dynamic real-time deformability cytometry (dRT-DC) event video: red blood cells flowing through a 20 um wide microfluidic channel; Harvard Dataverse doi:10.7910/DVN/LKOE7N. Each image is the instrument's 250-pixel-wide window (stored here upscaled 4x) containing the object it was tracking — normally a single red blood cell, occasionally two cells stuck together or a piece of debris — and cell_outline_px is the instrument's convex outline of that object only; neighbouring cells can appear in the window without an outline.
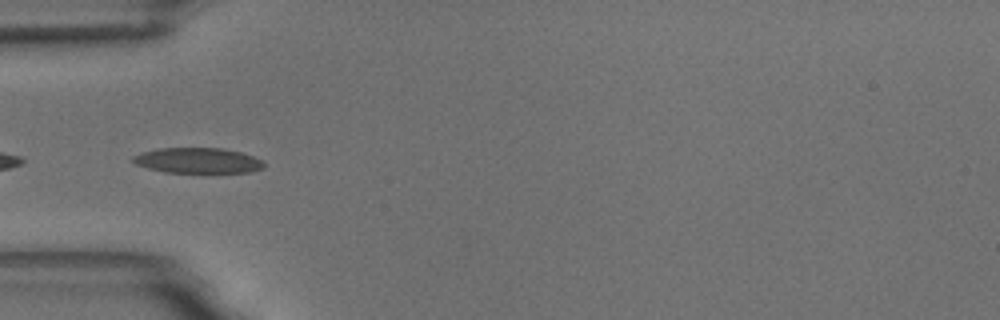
{"species": "common noctule bat (a hibernating species)", "species_latin": "Nyctalus noctula", "temperature_condition": "room temperature", "stored_images_in_passage": 52, "segment_of_instrument_passage": [2, 2], "camera_frame_rate_fps": 3000, "um_per_image_px": 0.085, "animal": {"sex": "male", "body_mass_g": 18.8}, "frame": {"image": 1, "passage_image": 15, "time_ms": 4.667, "image_size_px": [1000, 320], "cell_outline_px": [[264, 168], [248, 172], [164, 172], [148, 168], [136, 164], [132, 160], [132, 156], [140, 152], [156, 148], [224, 148], [240, 152], [264, 160]], "centroid_in_image_um": [16.79, 13.63], "position_along_channel_um": 68.2, "area_um2": 19.42}}